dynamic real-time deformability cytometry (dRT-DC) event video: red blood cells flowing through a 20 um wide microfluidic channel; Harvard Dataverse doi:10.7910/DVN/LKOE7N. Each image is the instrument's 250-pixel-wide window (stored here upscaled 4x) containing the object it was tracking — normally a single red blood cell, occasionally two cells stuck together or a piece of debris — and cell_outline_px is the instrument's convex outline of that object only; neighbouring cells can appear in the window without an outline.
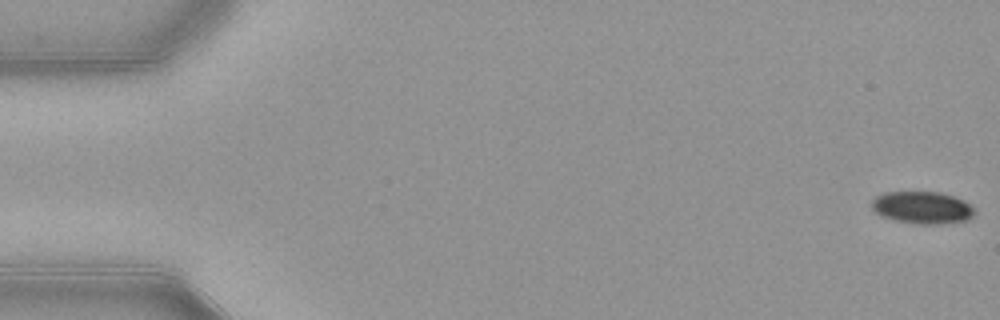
{"species": "common noctule bat (a hibernating species)", "species_latin": "Nyctalus noctula", "temperature_condition": "warm", "stored_images_in_passage": 53, "camera_frame_rate_fps": 3000, "um_per_image_px": 0.085, "animal": {"sex": "female", "body_mass_g": 21.9}, "frame": {"image": 1, "passage_image": 1, "time_ms": 0.0, "image_size_px": [1000, 320], "cell_outline_px": [[972, 216], [964, 220], [936, 224], [920, 224], [896, 220], [880, 216], [872, 208], [872, 200], [876, 196], [884, 192], [940, 192], [964, 200], [972, 208]], "centroid_in_image_um": [78.33, 17.63], "position_along_channel_um": 6.7, "area_um2": 18.96}}
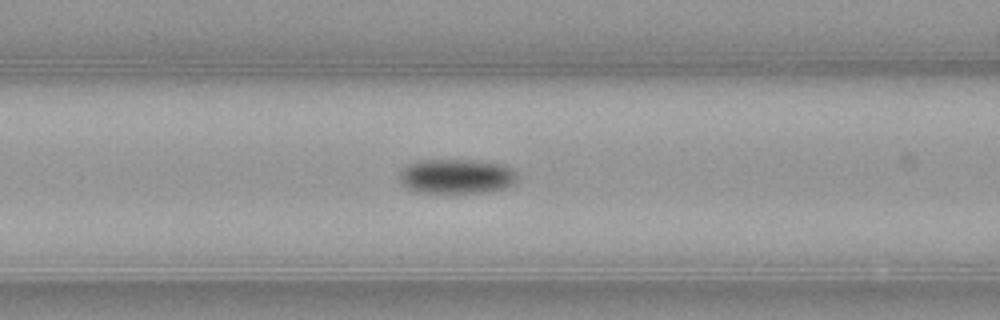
{"frame": {"image": 2, "passage_image": 22, "time_ms": 7.0, "image_size_px": [1000, 320], "cell_outline_px": [[520, 176], [516, 184], [504, 188], [488, 192], [416, 192], [400, 184], [400, 172], [408, 164], [416, 160], [480, 160], [504, 164], [512, 168]], "centroid_in_image_um": [38.87, 14.97], "position_along_channel_um": 127.7, "area_um2": 24.22}}
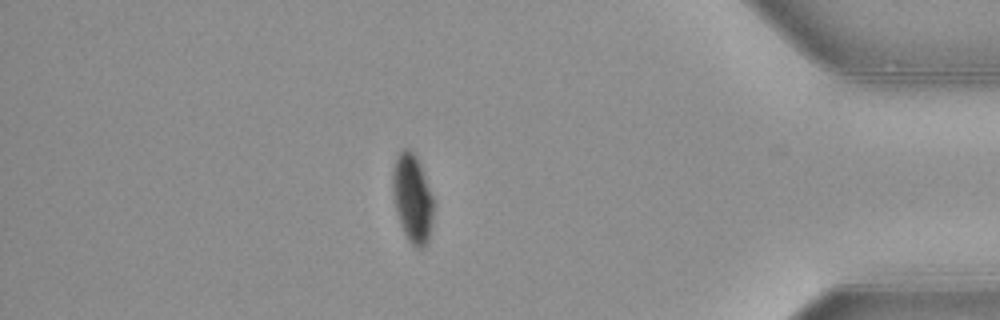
{"frame": {"image": 3, "passage_image": 46, "time_ms": 15.0, "image_size_px": [1000, 320], "cell_outline_px": [[432, 220], [428, 244], [420, 248], [416, 248], [408, 240], [400, 224], [396, 212], [392, 188], [392, 172], [396, 156], [404, 148], [408, 148], [416, 156], [420, 164], [432, 196]], "centroid_in_image_um": [35.03, 16.86], "position_along_channel_um": 400.2, "area_um2": 20.87}, "authors_computed_cell_mechanics": {"area_um2": 22.0796, "velocity_mm_per_s": 3.9101, "shape_relaxation_time_tau1_ms": 3.9375, "shape_relaxation_time_tau2_ms": null, "deformation_change_tau1": 0.1241, "deformation_change_tau2": null}}